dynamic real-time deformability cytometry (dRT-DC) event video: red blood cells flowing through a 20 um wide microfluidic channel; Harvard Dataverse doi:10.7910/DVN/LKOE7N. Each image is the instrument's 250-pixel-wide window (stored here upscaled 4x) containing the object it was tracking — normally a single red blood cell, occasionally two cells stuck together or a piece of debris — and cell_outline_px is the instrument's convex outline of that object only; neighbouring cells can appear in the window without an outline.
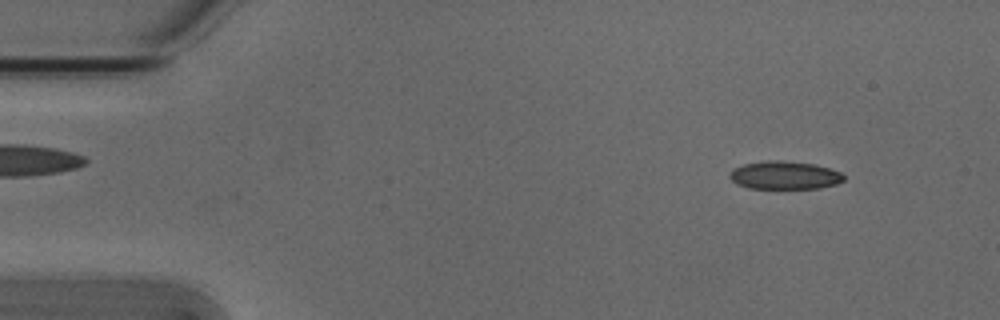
{"species": "Egyptian fruit bat (a non-hibernating species)", "species_latin": "Rousettus aegyptiacus", "temperature_condition": "cold", "stored_images_in_passage": 7, "camera_frame_rate_fps": 3000, "um_per_image_px": 0.085, "animal": {"sex": "male"}, "frame": {"image": 1, "passage_image": 4, "time_ms": 1.0, "image_size_px": [1000, 320], "cell_outline_px": [[844, 180], [836, 184], [820, 188], [748, 188], [736, 184], [728, 176], [728, 172], [732, 168], [744, 164], [764, 160], [780, 160], [812, 164], [828, 168], [840, 172], [844, 176]], "centroid_in_image_um": [66.63, 14.89], "position_along_channel_um": 18.4, "area_um2": 18.73}}